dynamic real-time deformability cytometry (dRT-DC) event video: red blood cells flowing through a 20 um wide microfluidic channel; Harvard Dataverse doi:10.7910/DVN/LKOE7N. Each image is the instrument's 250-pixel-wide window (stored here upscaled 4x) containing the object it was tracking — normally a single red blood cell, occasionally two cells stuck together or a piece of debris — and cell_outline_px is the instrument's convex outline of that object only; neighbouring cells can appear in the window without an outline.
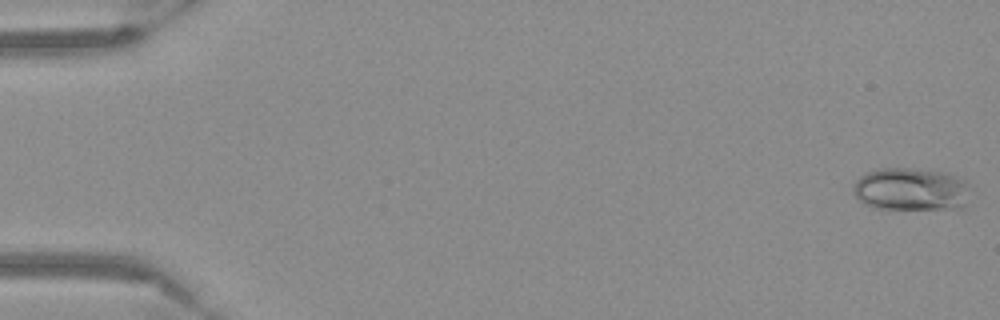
{"species": "Egyptian fruit bat (a non-hibernating species)", "species_latin": "Rousettus aegyptiacus", "temperature_condition": "warm", "stored_images_in_passage": 54, "camera_frame_rate_fps": 3000, "um_per_image_px": 0.085, "frame": {"image": 1, "passage_image": 1, "time_ms": 0.0, "image_size_px": [1000, 320], "cell_outline_px": [[968, 188], [964, 212], [872, 208], [864, 204], [852, 192], [852, 188], [856, 180], [860, 176], [868, 172], [880, 168], [912, 168], [944, 172], [964, 180], [968, 184]], "centroid_in_image_um": [77.48, 16.15], "position_along_channel_um": 7.5, "area_um2": 30.35}}
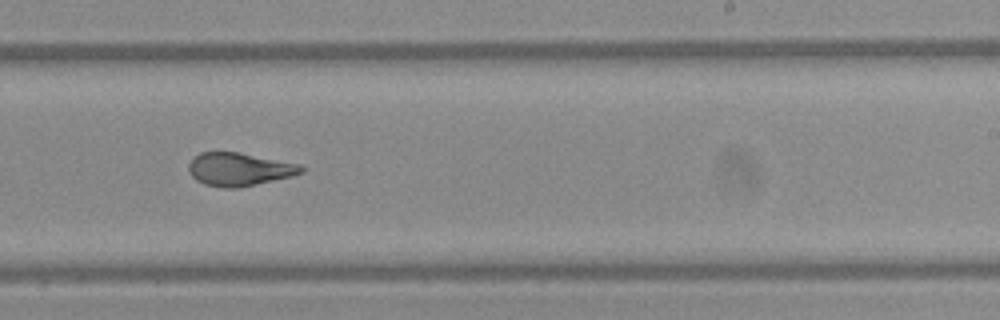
{"frame": {"image": 2, "passage_image": 34, "time_ms": 11.0, "image_size_px": [1000, 320], "cell_outline_px": [[304, 172], [292, 176], [240, 188], [220, 188], [204, 184], [196, 180], [188, 172], [188, 164], [200, 152], [236, 152], [300, 164], [304, 168]], "centroid_in_image_um": [20.32, 14.41], "position_along_channel_um": 268.7, "area_um2": 21.73}}
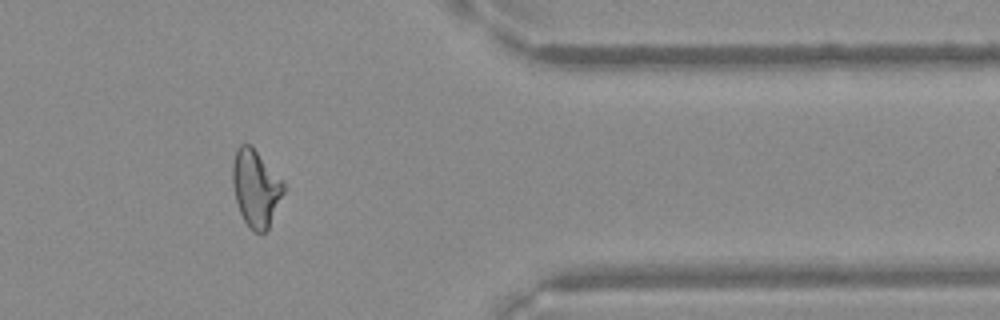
{"frame": {"image": 3, "passage_image": 45, "time_ms": 14.667, "image_size_px": [1000, 320], "cell_outline_px": [[288, 188], [268, 228], [264, 232], [256, 232], [244, 220], [240, 212], [236, 200], [232, 184], [232, 164], [236, 148], [240, 144], [248, 144], [284, 180]], "centroid_in_image_um": [21.78, 15.98], "position_along_channel_um": 389.6, "area_um2": 22.95}}